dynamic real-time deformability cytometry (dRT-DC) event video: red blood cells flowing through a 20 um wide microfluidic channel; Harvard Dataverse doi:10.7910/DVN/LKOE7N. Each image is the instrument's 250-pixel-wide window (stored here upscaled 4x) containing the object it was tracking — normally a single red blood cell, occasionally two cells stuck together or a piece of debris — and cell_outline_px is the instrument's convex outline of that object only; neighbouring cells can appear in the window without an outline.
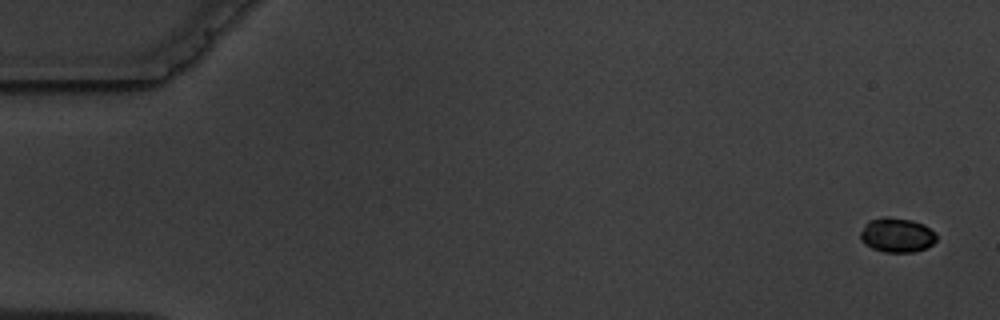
{"species": "common noctule bat (a hibernating species)", "species_latin": "Nyctalus noctula", "temperature_condition": "warm", "stored_images_in_passage": 8, "camera_frame_rate_fps": 3000, "um_per_image_px": 0.085, "animal": {"sex": "male", "body_mass_g": 19.5, "forearm_length_mm": 54.6}, "frame": {"image": 1, "passage_image": 1, "time_ms": 0.0, "image_size_px": [1000, 320], "cell_outline_px": [[936, 240], [932, 244], [924, 248], [912, 252], [884, 252], [872, 248], [864, 244], [860, 240], [860, 232], [868, 220], [884, 216], [888, 216], [912, 220], [924, 224], [936, 232]], "centroid_in_image_um": [76.21, 19.96], "position_along_channel_um": 8.8, "area_um2": 15.43}}
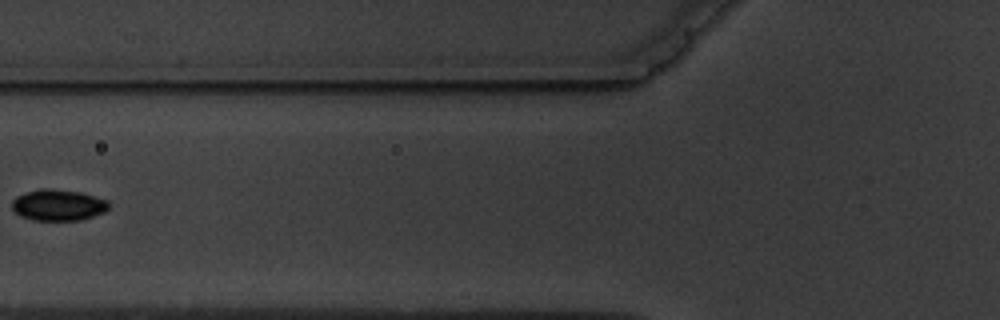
{"frame": {"image": 2, "passage_image": 7, "time_ms": 7.0, "image_size_px": [1000, 320], "cell_outline_px": [[108, 208], [104, 212], [80, 220], [32, 220], [20, 216], [12, 208], [12, 200], [16, 196], [40, 188], [52, 188], [80, 192], [108, 200]], "centroid_in_image_um": [4.92, 17.42], "position_along_channel_um": 120.9, "area_um2": 17.57}}
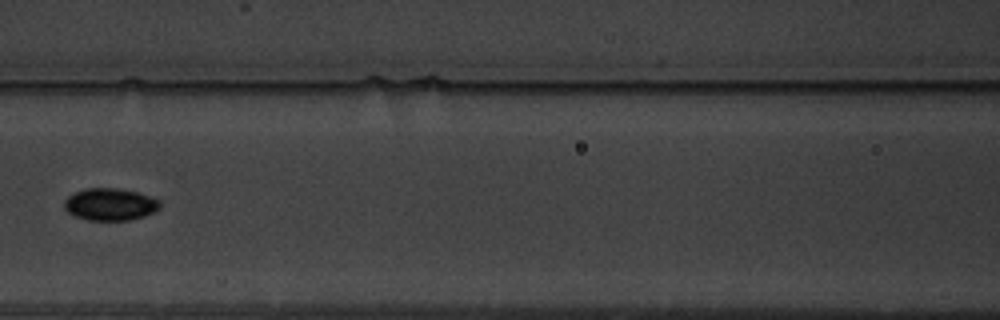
{"frame": {"image": 3, "passage_image": 8, "time_ms": 8.0, "image_size_px": [1000, 320], "cell_outline_px": [[160, 208], [144, 216], [132, 220], [88, 220], [72, 216], [64, 208], [64, 200], [68, 196], [84, 188], [116, 188], [136, 192], [160, 200]], "centroid_in_image_um": [9.33, 17.38], "position_along_channel_um": 157.3, "area_um2": 17.98}}